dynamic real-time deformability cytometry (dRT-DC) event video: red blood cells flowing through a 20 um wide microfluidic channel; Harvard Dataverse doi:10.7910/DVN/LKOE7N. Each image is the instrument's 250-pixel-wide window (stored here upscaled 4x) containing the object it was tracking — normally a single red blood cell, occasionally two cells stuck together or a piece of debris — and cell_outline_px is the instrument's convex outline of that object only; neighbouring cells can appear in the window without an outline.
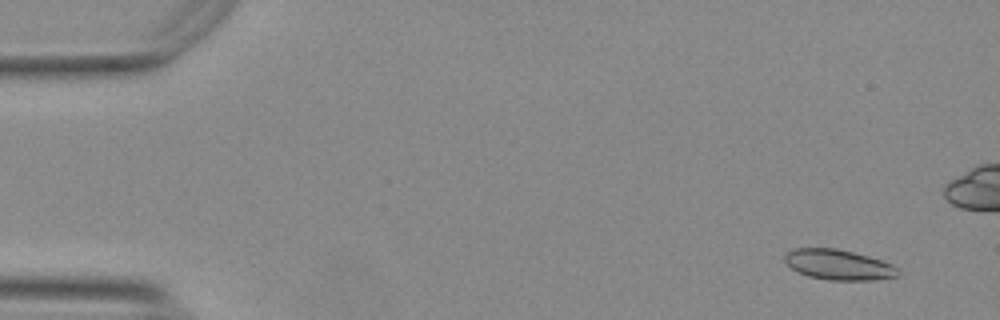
{"species": "Egyptian fruit bat (a non-hibernating species)", "species_latin": "Rousettus aegyptiacus", "temperature_condition": "warm", "stored_images_in_passage": 11, "camera_frame_rate_fps": 3000, "um_per_image_px": 0.085, "animal": {"sex": "female"}, "frame": {"image": 1, "passage_image": 4, "time_ms": 1.0, "image_size_px": [1000, 320], "cell_outline_px": [[900, 272], [896, 276], [876, 280], [828, 280], [808, 276], [792, 268], [784, 260], [784, 256], [792, 248], [836, 248], [868, 256], [892, 264]], "centroid_in_image_um": [71.26, 22.5], "position_along_channel_um": 13.7, "area_um2": 19.83}}